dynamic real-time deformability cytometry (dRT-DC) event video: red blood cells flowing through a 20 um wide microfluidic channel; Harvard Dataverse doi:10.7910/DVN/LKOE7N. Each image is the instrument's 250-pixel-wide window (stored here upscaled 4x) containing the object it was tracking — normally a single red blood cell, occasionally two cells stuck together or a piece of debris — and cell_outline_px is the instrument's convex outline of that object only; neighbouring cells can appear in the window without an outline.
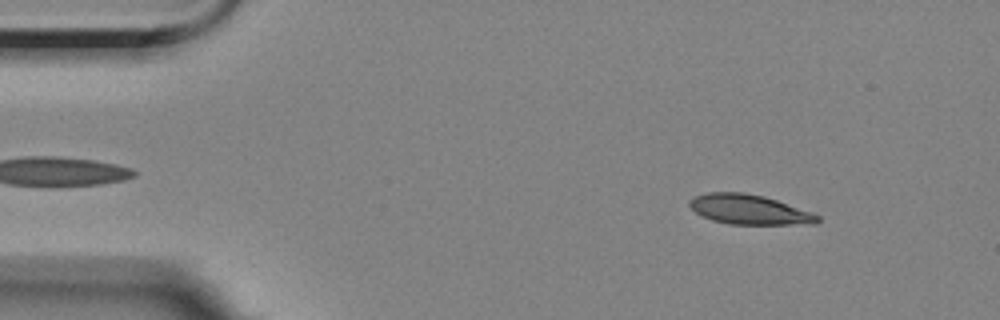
{"species": "Egyptian fruit bat (a non-hibernating species)", "species_latin": "Rousettus aegyptiacus", "temperature_condition": "room temperature", "stored_images_in_passage": 55, "camera_frame_rate_fps": 3000, "um_per_image_px": 0.085, "animal": {"sex": "female"}, "frame": {"image": 1, "passage_image": 6, "time_ms": 1.667, "image_size_px": [1000, 320], "cell_outline_px": [[820, 220], [816, 224], [728, 224], [712, 220], [696, 212], [688, 204], [688, 200], [692, 196], [708, 192], [744, 192], [764, 196], [812, 212], [820, 216]], "centroid_in_image_um": [63.67, 17.8], "position_along_channel_um": 21.3, "area_um2": 22.25}}
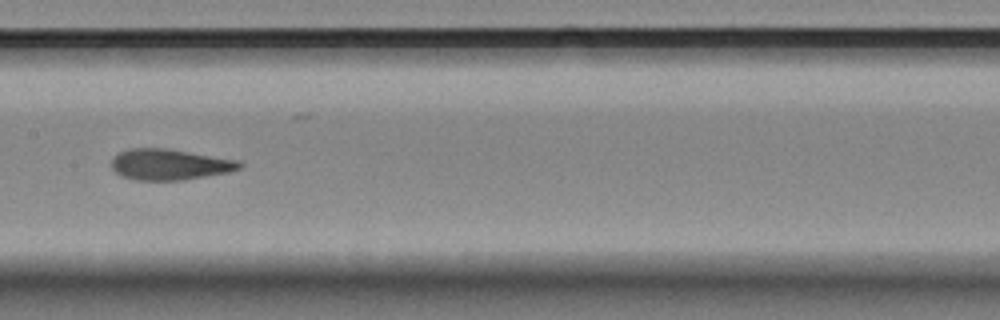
{"frame": {"image": 2, "passage_image": 27, "time_ms": 8.667, "image_size_px": [1000, 320], "cell_outline_px": [[244, 164], [240, 168], [228, 172], [184, 180], [136, 180], [120, 176], [112, 168], [112, 156], [128, 148], [168, 148], [240, 160]], "centroid_in_image_um": [14.42, 13.97], "position_along_channel_um": 193.0, "area_um2": 23.29}}
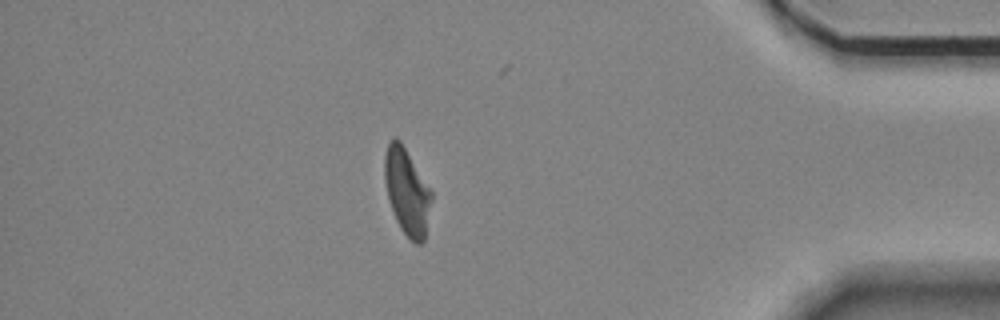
{"frame": {"image": 3, "passage_image": 48, "time_ms": 15.667, "image_size_px": [1000, 320], "cell_outline_px": [[432, 200], [424, 240], [420, 244], [416, 244], [400, 228], [396, 220], [388, 200], [384, 180], [384, 156], [388, 144], [392, 136], [396, 136], [400, 140], [432, 192]], "centroid_in_image_um": [34.57, 16.26], "position_along_channel_um": 400.6, "area_um2": 23.47}, "authors_computed_cell_mechanics": {"area_um2": 23.5246, "velocity_mm_per_s": 3.5211, "shape_relaxation_time_tau1_ms": 6.0811, "shape_relaxation_time_tau2_ms": 2.1124, "deformation_change_tau1": 0.1718, "deformation_change_tau2": 0.0952}}